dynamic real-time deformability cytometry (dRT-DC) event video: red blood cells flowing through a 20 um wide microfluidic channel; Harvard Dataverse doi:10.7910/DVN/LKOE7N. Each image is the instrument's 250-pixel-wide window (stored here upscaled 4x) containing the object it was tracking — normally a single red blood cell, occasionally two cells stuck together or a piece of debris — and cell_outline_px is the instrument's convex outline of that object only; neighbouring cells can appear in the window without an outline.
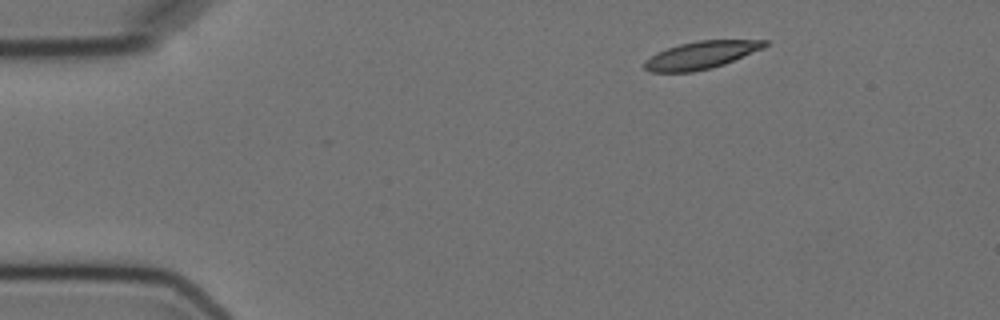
{"species": "Egyptian fruit bat (a non-hibernating species)", "species_latin": "Rousettus aegyptiacus", "temperature_condition": "cold", "stored_images_in_passage": 3, "camera_frame_rate_fps": 3000, "um_per_image_px": 0.085, "animal": {"sex": "female"}, "frame": {"image": 1, "passage_image": 1, "time_ms": 0.0, "image_size_px": [1000, 320], "cell_outline_px": [[768, 44], [764, 48], [724, 64], [712, 68], [692, 72], [648, 72], [644, 68], [644, 60], [656, 52], [680, 44], [700, 40], [768, 40]], "centroid_in_image_um": [59.57, 4.69], "position_along_channel_um": 25.4, "area_um2": 19.36}}